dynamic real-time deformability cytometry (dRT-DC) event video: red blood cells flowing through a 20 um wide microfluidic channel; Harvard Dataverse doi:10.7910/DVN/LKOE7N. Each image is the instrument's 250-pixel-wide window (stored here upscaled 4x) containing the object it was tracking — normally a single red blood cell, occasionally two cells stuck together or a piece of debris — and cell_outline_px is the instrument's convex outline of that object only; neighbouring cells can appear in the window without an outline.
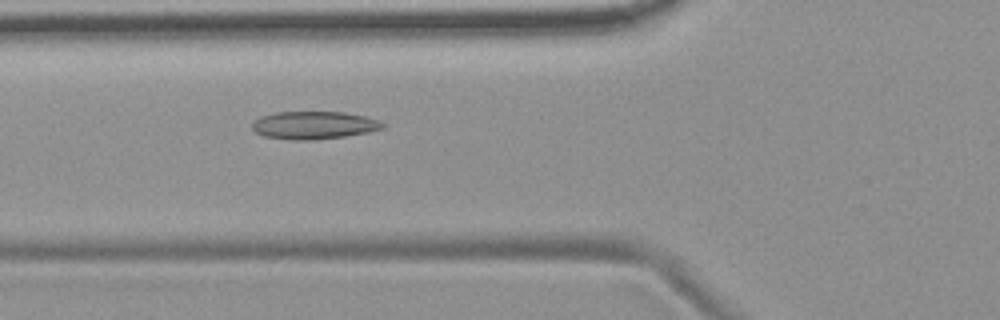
{"species": "common noctule bat (a hibernating species)", "species_latin": "Nyctalus noctula", "temperature_condition": "room temperature", "stored_images_in_passage": 3, "camera_frame_rate_fps": 3000, "um_per_image_px": 0.085, "animal": {"sex": "female", "body_mass_g": 19.9}, "frame": {"image": 1, "passage_image": 3, "time_ms": 2.333, "image_size_px": [1000, 320], "cell_outline_px": [[384, 128], [368, 132], [344, 136], [316, 140], [292, 140], [264, 136], [256, 132], [252, 128], [252, 124], [260, 116], [276, 112], [344, 112], [364, 116], [376, 120], [384, 124]], "centroid_in_image_um": [26.66, 10.64], "position_along_channel_um": 99.1, "area_um2": 20.98}}